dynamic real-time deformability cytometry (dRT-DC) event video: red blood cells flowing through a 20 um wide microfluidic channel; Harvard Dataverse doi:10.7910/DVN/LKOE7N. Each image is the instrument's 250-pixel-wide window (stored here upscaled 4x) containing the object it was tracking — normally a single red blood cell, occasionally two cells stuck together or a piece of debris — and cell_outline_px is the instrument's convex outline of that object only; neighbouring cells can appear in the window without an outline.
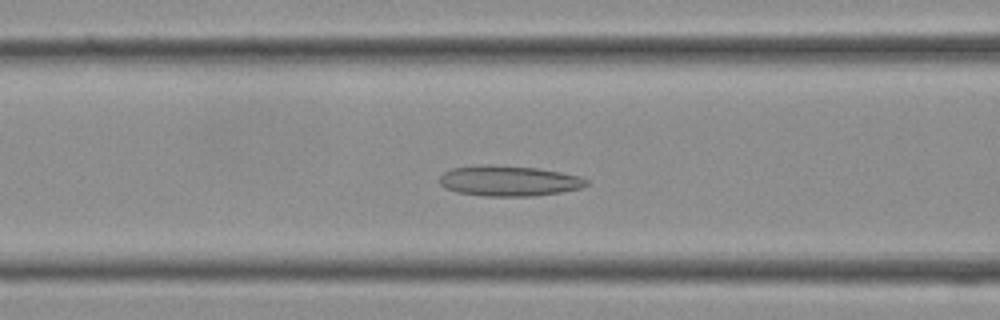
{"species": "Egyptian fruit bat (a non-hibernating species)", "species_latin": "Rousettus aegyptiacus", "temperature_condition": "cold", "stored_images_in_passage": 27, "camera_frame_rate_fps": 3000, "um_per_image_px": 0.085, "frame": {"image": 1, "passage_image": 4, "time_ms": 1.0, "image_size_px": [1000, 320], "cell_outline_px": [[588, 184], [580, 188], [560, 192], [532, 196], [484, 196], [456, 192], [444, 188], [440, 184], [440, 176], [444, 172], [452, 168], [536, 168], [560, 172], [580, 176], [588, 180]], "centroid_in_image_um": [43.3, 15.43], "position_along_channel_um": 123.3, "area_um2": 24.8}}
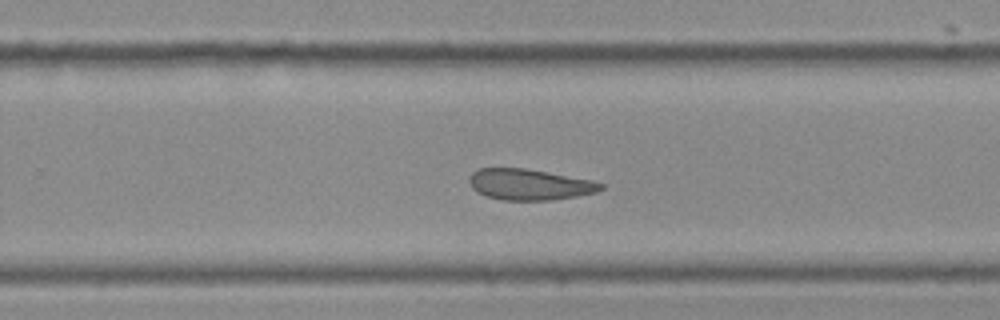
{"frame": {"image": 2, "passage_image": 13, "time_ms": 4.0, "image_size_px": [1000, 320], "cell_outline_px": [[604, 188], [596, 192], [576, 196], [552, 200], [500, 200], [476, 192], [472, 188], [468, 180], [472, 172], [476, 168], [524, 168], [592, 180], [604, 184]], "centroid_in_image_um": [44.98, 15.68], "position_along_channel_um": 284.8, "area_um2": 23.76}}
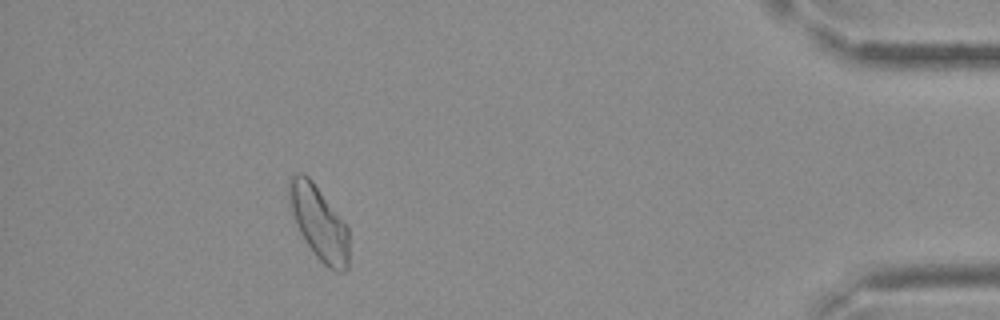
{"frame": {"image": 3, "passage_image": 23, "time_ms": 7.333, "image_size_px": [1000, 320], "cell_outline_px": [[348, 268], [344, 272], [336, 272], [328, 268], [316, 256], [300, 232], [292, 216], [288, 192], [288, 180], [296, 172], [304, 172], [312, 180], [348, 228]], "centroid_in_image_um": [27.09, 18.93], "position_along_channel_um": 408.1, "area_um2": 25.55}}